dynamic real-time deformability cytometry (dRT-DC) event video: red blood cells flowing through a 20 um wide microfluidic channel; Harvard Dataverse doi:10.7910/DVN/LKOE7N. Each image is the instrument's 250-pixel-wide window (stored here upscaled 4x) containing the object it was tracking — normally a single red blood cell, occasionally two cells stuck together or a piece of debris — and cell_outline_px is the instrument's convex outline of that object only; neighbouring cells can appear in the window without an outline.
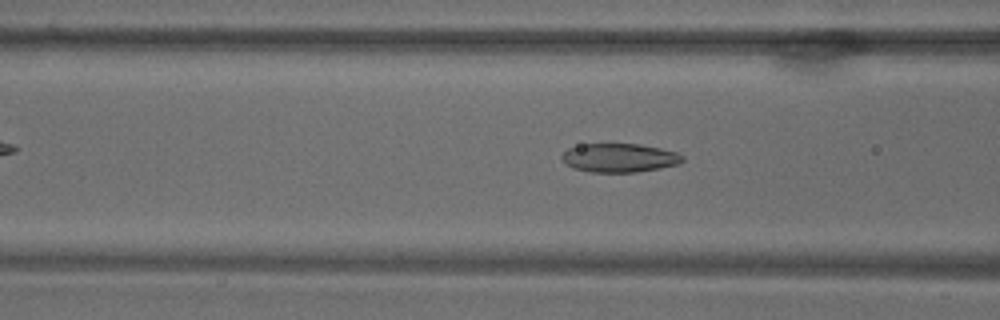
{"species": "common noctule bat (a hibernating species)", "species_latin": "Nyctalus noctula", "temperature_condition": "warm", "stored_images_in_passage": 70, "camera_frame_rate_fps": 3000, "um_per_image_px": 0.085, "animal": {"sex": "male", "body_mass_g": 18.8}, "frame": {"image": 1, "passage_image": 28, "time_ms": 9.0, "image_size_px": [1000, 320], "cell_outline_px": [[684, 160], [676, 164], [660, 168], [636, 172], [588, 172], [572, 168], [560, 160], [560, 156], [568, 148], [580, 144], [640, 144], [660, 148], [676, 152], [684, 156]], "centroid_in_image_um": [52.59, 13.41], "position_along_channel_um": 114.0, "area_um2": 20.35}}
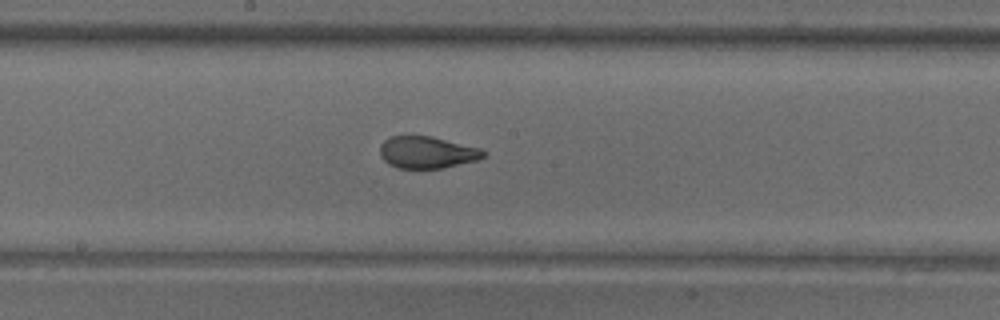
{"frame": {"image": 2, "passage_image": 38, "time_ms": 12.333, "image_size_px": [1000, 320], "cell_outline_px": [[484, 156], [476, 160], [444, 168], [396, 168], [388, 164], [380, 156], [380, 144], [388, 136], [408, 132], [432, 136], [480, 148], [484, 152]], "centroid_in_image_um": [36.2, 12.9], "position_along_channel_um": 212.0, "area_um2": 19.88}}
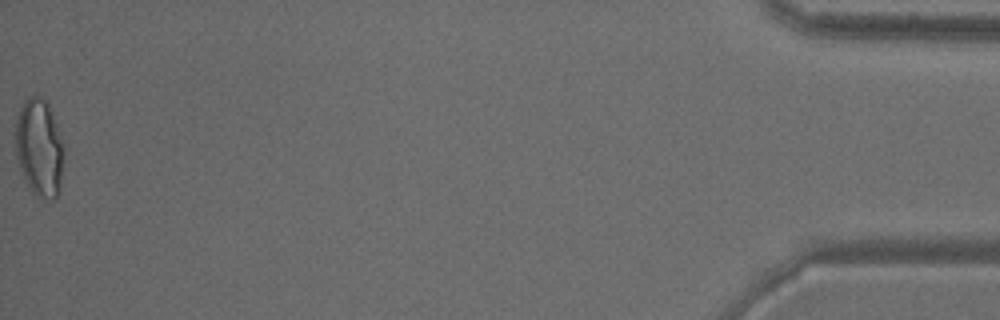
{"frame": {"image": 3, "passage_image": 70, "time_ms": 23.0, "image_size_px": [1000, 320], "cell_outline_px": [[64, 152], [60, 192], [52, 200], [36, 196], [32, 192], [20, 168], [16, 156], [16, 120], [20, 108], [24, 100], [28, 96], [40, 96], [48, 104], [52, 112], [64, 148]], "centroid_in_image_um": [3.35, 12.56], "position_along_channel_um": 431.8, "area_um2": 27.46}}